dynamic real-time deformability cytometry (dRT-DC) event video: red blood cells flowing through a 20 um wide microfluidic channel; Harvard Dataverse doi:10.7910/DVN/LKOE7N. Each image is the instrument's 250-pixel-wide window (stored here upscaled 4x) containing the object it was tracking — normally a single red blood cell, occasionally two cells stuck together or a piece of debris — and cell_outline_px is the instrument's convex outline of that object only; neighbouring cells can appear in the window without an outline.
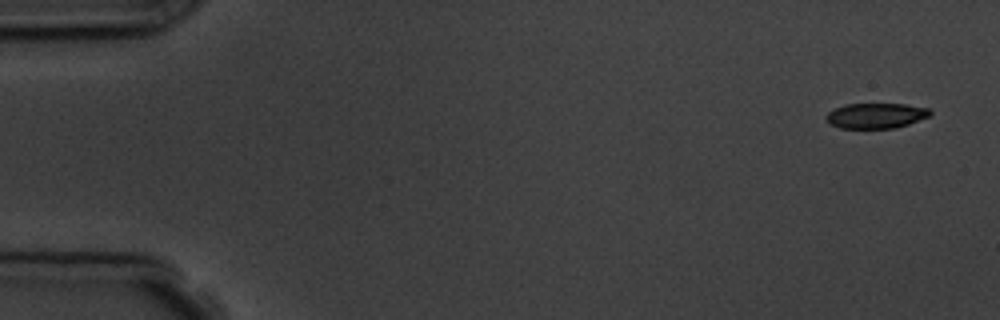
{"species": "common noctule bat (a hibernating species)", "species_latin": "Nyctalus noctula", "temperature_condition": "room temperature", "stored_images_in_passage": 5, "camera_frame_rate_fps": 3000, "um_per_image_px": 0.085, "animal": {"sex": "male", "body_mass_g": 19.5, "forearm_length_mm": 54.6}, "frame": {"image": 1, "passage_image": 1, "time_ms": 0.0, "image_size_px": [1000, 320], "cell_outline_px": [[932, 112], [928, 116], [908, 124], [896, 128], [840, 128], [828, 124], [824, 116], [828, 112], [836, 108], [848, 104], [904, 104], [928, 108]], "centroid_in_image_um": [74.41, 9.84], "position_along_channel_um": 10.6, "area_um2": 15.26}}
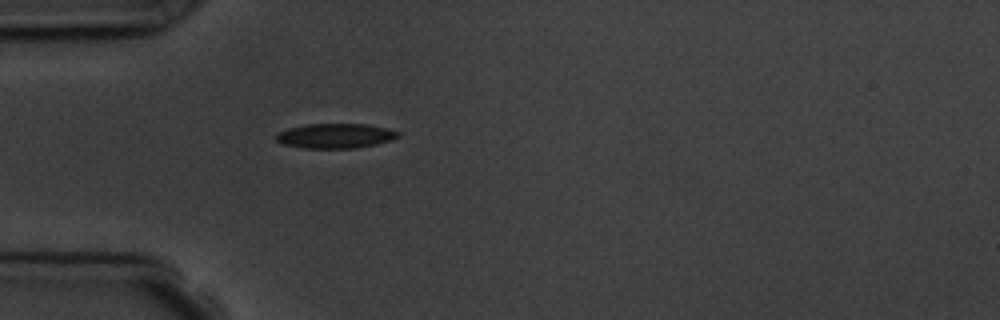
{"frame": {"image": 2, "passage_image": 5, "time_ms": 4.667, "image_size_px": [1000, 320], "cell_outline_px": [[400, 136], [392, 140], [376, 144], [356, 148], [304, 148], [284, 144], [276, 140], [276, 136], [280, 132], [288, 128], [308, 124], [364, 124], [388, 128], [400, 132]], "centroid_in_image_um": [28.55, 11.55], "position_along_channel_um": 56.4, "area_um2": 17.51}}